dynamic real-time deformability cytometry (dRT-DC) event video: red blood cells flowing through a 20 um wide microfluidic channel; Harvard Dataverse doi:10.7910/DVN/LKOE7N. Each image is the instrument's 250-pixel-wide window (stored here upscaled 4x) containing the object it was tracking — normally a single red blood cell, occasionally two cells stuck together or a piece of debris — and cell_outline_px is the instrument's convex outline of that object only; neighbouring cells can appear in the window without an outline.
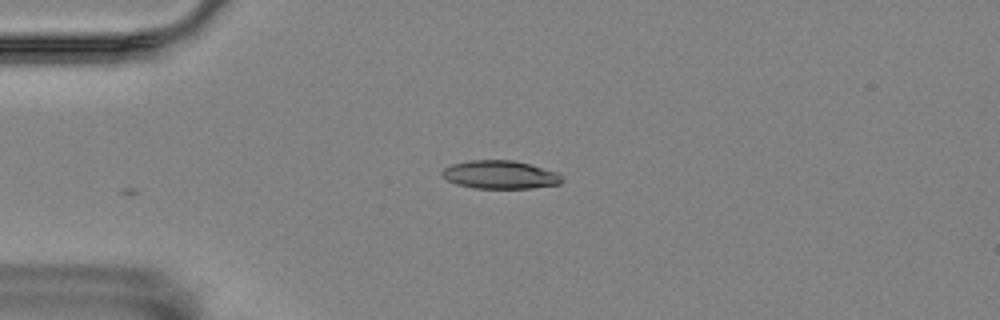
{"species": "Egyptian fruit bat (a non-hibernating species)", "species_latin": "Rousettus aegyptiacus", "temperature_condition": "room temperature", "stored_images_in_passage": 2, "camera_frame_rate_fps": 3000, "um_per_image_px": 0.085, "animal": {"sex": "female"}, "frame": {"image": 1, "passage_image": 1, "time_ms": 0.0, "image_size_px": [1000, 320], "cell_outline_px": [[564, 180], [560, 184], [532, 188], [476, 188], [456, 184], [448, 180], [440, 172], [444, 168], [452, 164], [468, 160], [512, 160], [560, 172]], "centroid_in_image_um": [42.54, 14.85], "position_along_channel_um": 42.5, "area_um2": 19.77}}